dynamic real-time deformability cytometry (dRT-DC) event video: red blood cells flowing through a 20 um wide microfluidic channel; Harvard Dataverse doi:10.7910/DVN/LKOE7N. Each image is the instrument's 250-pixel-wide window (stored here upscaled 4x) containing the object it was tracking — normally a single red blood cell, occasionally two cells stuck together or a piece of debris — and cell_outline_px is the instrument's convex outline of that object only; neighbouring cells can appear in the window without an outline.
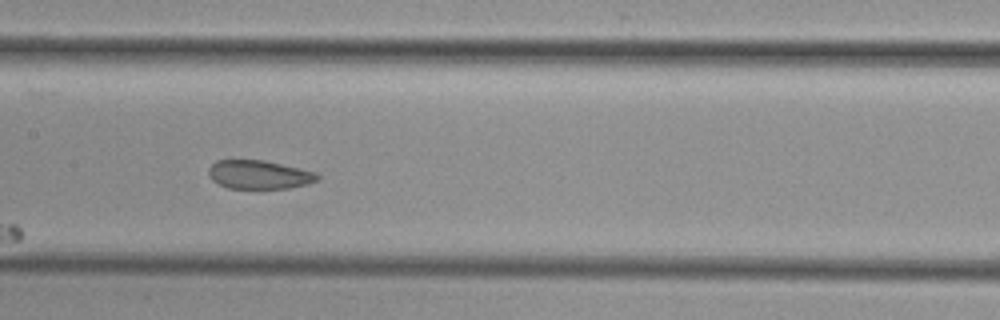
{"species": "common noctule bat (a hibernating species)", "species_latin": "Nyctalus noctula", "temperature_condition": "cold", "stored_images_in_passage": 9, "camera_frame_rate_fps": 3000, "um_per_image_px": 0.085, "animal": {"sex": "female", "body_mass_g": 29.2, "forearm_length_mm": 56.3}, "frame": {"image": 1, "passage_image": 6, "time_ms": 5.667, "image_size_px": [1000, 320], "cell_outline_px": [[320, 180], [308, 184], [288, 188], [228, 188], [212, 180], [208, 176], [208, 168], [216, 160], [264, 160], [300, 168], [316, 172], [320, 176]], "centroid_in_image_um": [22.04, 14.84], "position_along_channel_um": 185.4, "area_um2": 18.26}}